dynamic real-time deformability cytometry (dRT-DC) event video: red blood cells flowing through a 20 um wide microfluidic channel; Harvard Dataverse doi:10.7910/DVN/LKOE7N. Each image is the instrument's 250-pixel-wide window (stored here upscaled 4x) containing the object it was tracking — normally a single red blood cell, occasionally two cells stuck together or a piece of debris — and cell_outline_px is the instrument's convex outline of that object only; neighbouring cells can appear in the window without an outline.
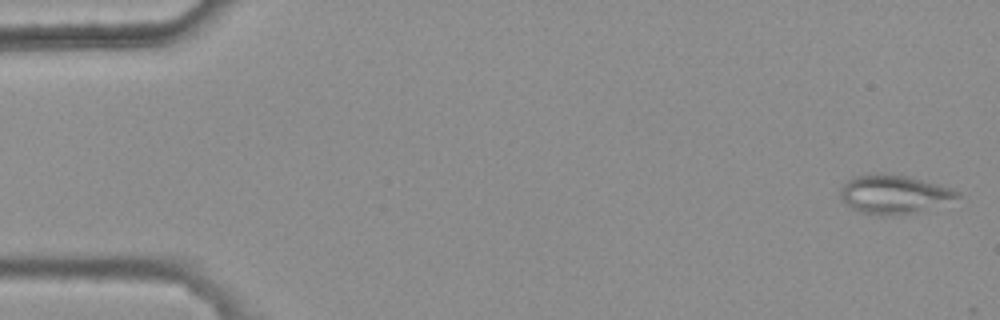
{"species": "common noctule bat (a hibernating species)", "species_latin": "Nyctalus noctula", "temperature_condition": "warm", "stored_images_in_passage": 4, "camera_frame_rate_fps": 3000, "um_per_image_px": 0.085, "animal": {"sex": "female", "body_mass_g": 25.1}, "frame": {"image": 1, "passage_image": 1, "time_ms": 0.0, "image_size_px": [1000, 320], "cell_outline_px": [[960, 196], [912, 212], [888, 216], [880, 216], [860, 212], [852, 208], [840, 196], [840, 188], [852, 176], [908, 176], [952, 188], [960, 192]], "centroid_in_image_um": [75.93, 16.53], "position_along_channel_um": 9.1, "area_um2": 25.09}}